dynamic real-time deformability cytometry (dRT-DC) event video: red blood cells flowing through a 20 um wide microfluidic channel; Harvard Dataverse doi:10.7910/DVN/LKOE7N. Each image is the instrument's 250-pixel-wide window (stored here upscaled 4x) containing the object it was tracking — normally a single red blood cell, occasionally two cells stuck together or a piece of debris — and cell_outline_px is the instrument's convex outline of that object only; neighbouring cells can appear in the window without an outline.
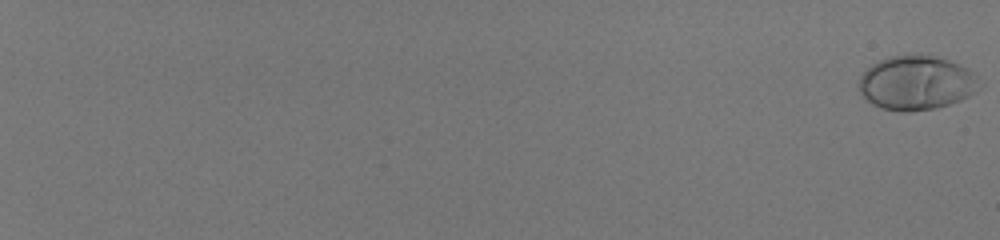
{"species": "human", "species_latin": "Homo sapiens", "temperature_condition": "room temperature", "stored_images_in_passage": 59, "camera_frame_rate_fps": 3000, "um_per_image_px": 0.085, "donor": {"sex": "male"}, "frame": {"image": 1, "passage_image": 1, "time_ms": 0.0, "image_size_px": [1000, 240], "cell_outline_px": [[984, 84], [976, 92], [960, 100], [936, 108], [908, 112], [900, 112], [884, 108], [872, 104], [860, 92], [856, 84], [860, 76], [872, 64], [888, 56], [936, 56], [948, 60], [968, 68]], "centroid_in_image_um": [77.91, 7.06], "position_along_channel_um": 7.1, "area_um2": 38.09}}
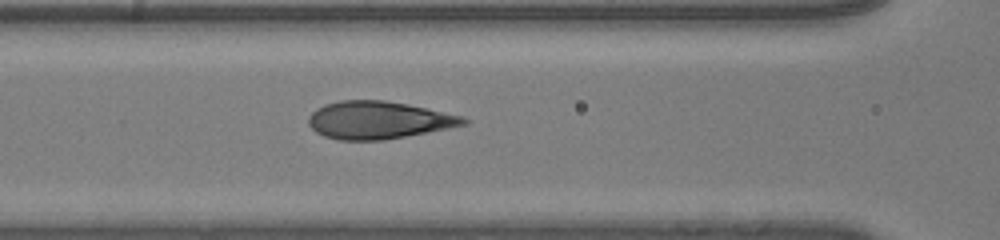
{"frame": {"image": 2, "passage_image": 33, "time_ms": 10.667, "image_size_px": [1000, 240], "cell_outline_px": [[468, 124], [384, 140], [340, 140], [324, 136], [316, 132], [308, 124], [308, 116], [316, 108], [324, 104], [340, 100], [384, 100], [408, 104], [428, 108], [464, 116], [468, 120]], "centroid_in_image_um": [32.15, 10.2], "position_along_channel_um": 134.4, "area_um2": 33.99}}
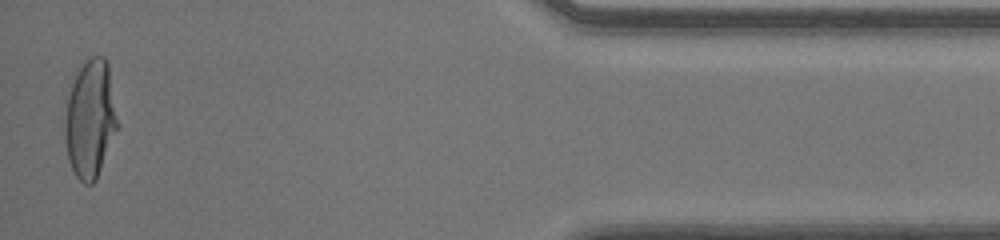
{"frame": {"image": 3, "passage_image": 58, "time_ms": 19.0, "image_size_px": [1000, 240], "cell_outline_px": [[120, 124], [96, 180], [92, 184], [84, 184], [76, 176], [68, 160], [64, 136], [64, 96], [76, 72], [92, 56], [104, 56], [108, 64]], "centroid_in_image_um": [7.65, 10.1], "position_along_channel_um": 427.5, "area_um2": 37.22}, "authors_computed_cell_mechanics": {"area_um2": 34.5644, "velocity_mm_per_s": 4.0941, "shape_relaxation_time_tau1_ms": 5.1264, "shape_relaxation_time_tau2_ms": null, "deformation_change_tau1": 0.2452, "deformation_change_tau2": null}}